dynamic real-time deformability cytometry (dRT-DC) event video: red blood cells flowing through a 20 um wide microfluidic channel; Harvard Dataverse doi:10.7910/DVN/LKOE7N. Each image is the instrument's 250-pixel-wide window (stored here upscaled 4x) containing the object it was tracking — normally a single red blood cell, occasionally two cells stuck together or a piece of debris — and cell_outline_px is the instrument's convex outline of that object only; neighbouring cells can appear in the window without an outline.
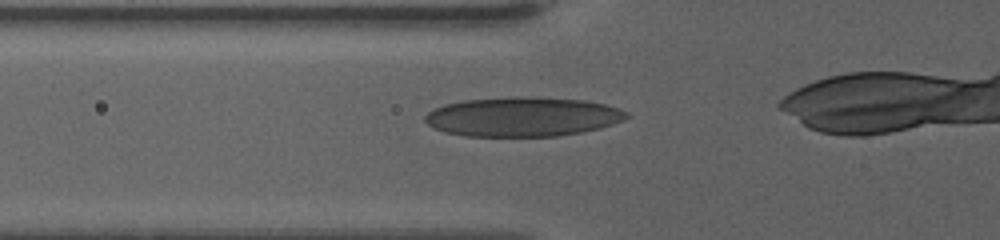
{"species": "human", "species_latin": "Homo sapiens", "temperature_condition": "warm", "stored_images_in_passage": 41, "camera_frame_rate_fps": 3000, "um_per_image_px": 0.085, "donor": {"sex": "female"}, "frame": {"image": 1, "passage_image": 14, "time_ms": 4.333, "image_size_px": [1000, 240], "cell_outline_px": [[628, 116], [624, 120], [600, 128], [580, 132], [556, 136], [464, 136], [444, 132], [428, 124], [424, 120], [424, 116], [428, 112], [444, 104], [464, 100], [520, 96], [528, 96], [584, 100], [604, 104], [620, 108], [628, 112]], "centroid_in_image_um": [44.43, 9.92], "position_along_channel_um": 81.4, "area_um2": 46.3}}
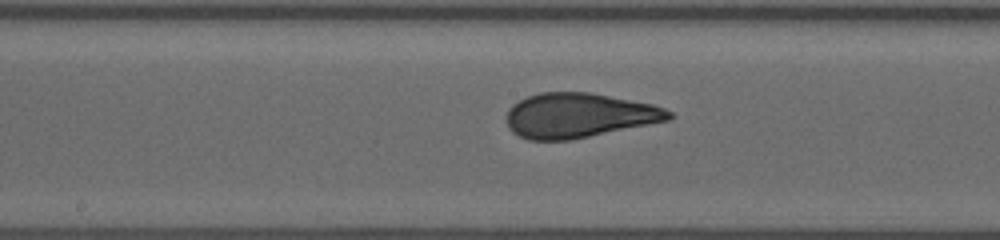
{"frame": {"image": 2, "passage_image": 24, "time_ms": 7.667, "image_size_px": [1000, 240], "cell_outline_px": [[676, 116], [672, 120], [568, 140], [528, 140], [512, 132], [508, 128], [508, 108], [512, 104], [528, 96], [540, 92], [588, 92], [652, 104], [664, 108], [672, 112]], "centroid_in_image_um": [49.23, 9.81], "position_along_channel_um": 199.0, "area_um2": 42.19}}
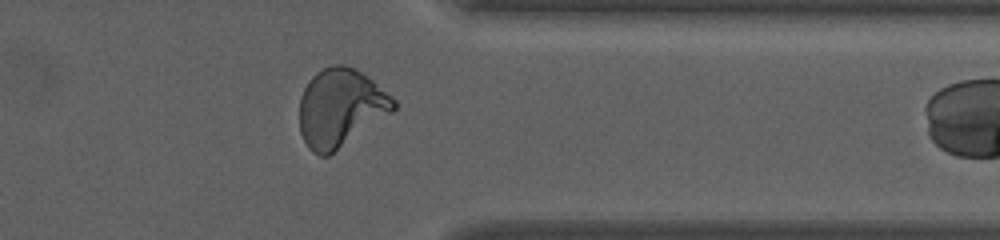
{"frame": {"image": 3, "passage_image": 40, "time_ms": 13.0, "image_size_px": [1000, 240], "cell_outline_px": [[396, 108], [392, 112], [328, 156], [320, 156], [312, 152], [308, 148], [300, 132], [300, 96], [308, 80], [316, 72], [332, 64], [344, 64], [360, 72], [372, 80], [392, 96], [396, 100]], "centroid_in_image_um": [28.92, 9.16], "position_along_channel_um": 382.5, "area_um2": 42.6}}